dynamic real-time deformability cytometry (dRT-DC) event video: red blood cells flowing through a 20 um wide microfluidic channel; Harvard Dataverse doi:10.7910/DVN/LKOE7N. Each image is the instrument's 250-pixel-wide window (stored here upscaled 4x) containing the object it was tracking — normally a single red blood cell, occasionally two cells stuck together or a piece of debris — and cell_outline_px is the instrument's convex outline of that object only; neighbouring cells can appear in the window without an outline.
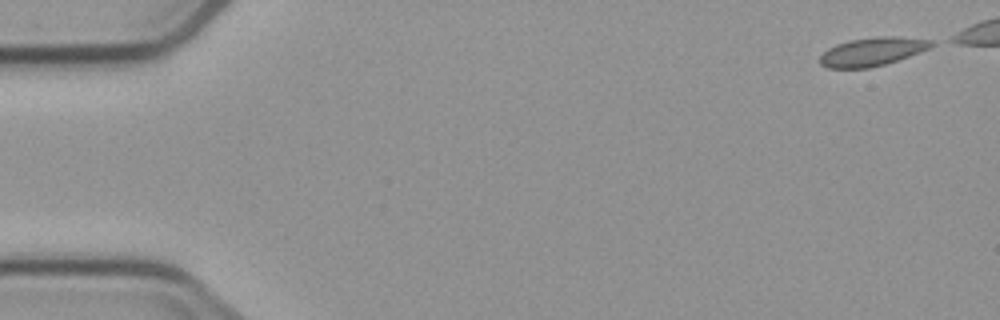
{"species": "common noctule bat (a hibernating species)", "species_latin": "Nyctalus noctula", "temperature_condition": "cold", "stored_images_in_passage": 6, "camera_frame_rate_fps": 3000, "um_per_image_px": 0.085, "animal": {"sex": "male", "body_mass_g": 23.1, "forearm_length_mm": 52.7}, "frame": {"image": 1, "passage_image": 1, "time_ms": 0.0, "image_size_px": [1000, 320], "cell_outline_px": [[936, 44], [920, 52], [884, 64], [868, 68], [828, 68], [820, 64], [820, 56], [828, 48], [836, 44], [848, 40], [876, 36], [900, 36], [932, 40]], "centroid_in_image_um": [74.13, 4.37], "position_along_channel_um": 10.9, "area_um2": 18.5}}
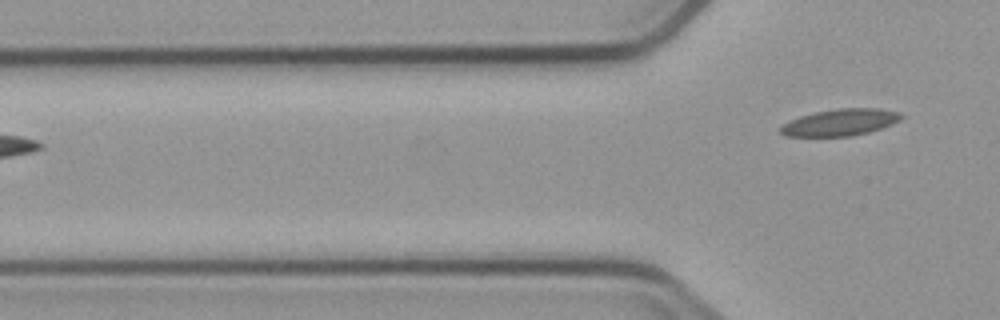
{"frame": {"image": 2, "passage_image": 6, "time_ms": 6.667, "image_size_px": [1000, 320], "cell_outline_px": [[904, 116], [900, 120], [892, 124], [868, 132], [852, 136], [784, 136], [780, 132], [780, 124], [788, 120], [800, 116], [816, 112], [836, 108], [880, 108], [900, 112]], "centroid_in_image_um": [71.4, 10.39], "position_along_channel_um": 54.4, "area_um2": 18.96}}